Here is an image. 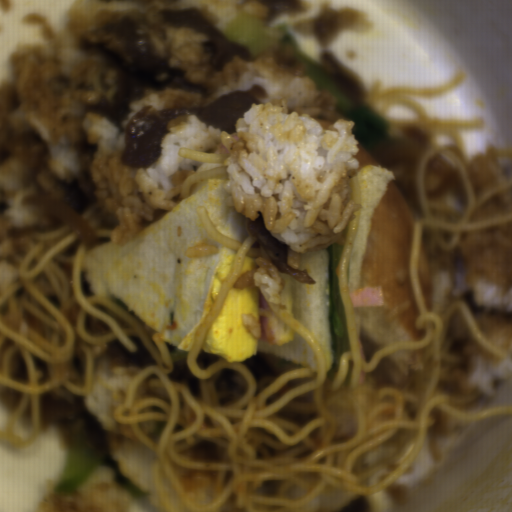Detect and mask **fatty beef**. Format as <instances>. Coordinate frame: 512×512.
<instances>
[{
    "mask_svg": "<svg viewBox=\"0 0 512 512\" xmlns=\"http://www.w3.org/2000/svg\"><path fill=\"white\" fill-rule=\"evenodd\" d=\"M142 26H150L160 40L165 39L167 32L163 28L147 21L144 13L132 11L117 23L100 24L79 38L81 48L102 54L104 65L116 67L118 75L113 103L102 95L82 107L114 121L120 134L124 132V120L133 111L131 101L145 96L147 88H153L156 94L165 88H179L199 98L213 96L206 87L190 80L186 70L170 67L172 55L154 54L152 40L144 34Z\"/></svg>",
    "mask_w": 512,
    "mask_h": 512,
    "instance_id": "1",
    "label": "fatty beef"
},
{
    "mask_svg": "<svg viewBox=\"0 0 512 512\" xmlns=\"http://www.w3.org/2000/svg\"><path fill=\"white\" fill-rule=\"evenodd\" d=\"M269 92L266 87L252 85L248 90H236L222 95L202 108H168L157 110L151 104L143 106L128 122L126 143L121 161L125 166L145 169L154 163L162 152L161 141L169 131L168 124L175 117L193 114L205 125L227 133L235 132L237 120L252 107L264 103ZM261 97V98H260Z\"/></svg>",
    "mask_w": 512,
    "mask_h": 512,
    "instance_id": "2",
    "label": "fatty beef"
},
{
    "mask_svg": "<svg viewBox=\"0 0 512 512\" xmlns=\"http://www.w3.org/2000/svg\"><path fill=\"white\" fill-rule=\"evenodd\" d=\"M365 19L363 10L336 7L327 0L317 7L307 30L320 58L319 70L349 113L364 117L365 92L362 80L338 63L333 58V52L340 34L363 26Z\"/></svg>",
    "mask_w": 512,
    "mask_h": 512,
    "instance_id": "3",
    "label": "fatty beef"
},
{
    "mask_svg": "<svg viewBox=\"0 0 512 512\" xmlns=\"http://www.w3.org/2000/svg\"><path fill=\"white\" fill-rule=\"evenodd\" d=\"M41 425L59 428L74 451L114 471L115 459L105 425L81 395L47 388L40 396Z\"/></svg>",
    "mask_w": 512,
    "mask_h": 512,
    "instance_id": "4",
    "label": "fatty beef"
},
{
    "mask_svg": "<svg viewBox=\"0 0 512 512\" xmlns=\"http://www.w3.org/2000/svg\"><path fill=\"white\" fill-rule=\"evenodd\" d=\"M428 145L429 137L423 129L390 126L388 138L369 149L380 166L392 173V182L413 223L422 219L418 169Z\"/></svg>",
    "mask_w": 512,
    "mask_h": 512,
    "instance_id": "5",
    "label": "fatty beef"
},
{
    "mask_svg": "<svg viewBox=\"0 0 512 512\" xmlns=\"http://www.w3.org/2000/svg\"><path fill=\"white\" fill-rule=\"evenodd\" d=\"M155 11L163 22L171 26L193 27L194 32L207 36V42L200 45L204 53H211V67L223 69L235 56L256 63L257 55L250 59L243 42H232L226 38L224 31L217 28L195 6H187L180 10L162 7Z\"/></svg>",
    "mask_w": 512,
    "mask_h": 512,
    "instance_id": "6",
    "label": "fatty beef"
},
{
    "mask_svg": "<svg viewBox=\"0 0 512 512\" xmlns=\"http://www.w3.org/2000/svg\"><path fill=\"white\" fill-rule=\"evenodd\" d=\"M80 160L81 171L70 182L59 175L54 179L61 202H67L81 217L97 198L98 184L90 176L91 165L101 143L90 142L86 128H79L73 141Z\"/></svg>",
    "mask_w": 512,
    "mask_h": 512,
    "instance_id": "7",
    "label": "fatty beef"
},
{
    "mask_svg": "<svg viewBox=\"0 0 512 512\" xmlns=\"http://www.w3.org/2000/svg\"><path fill=\"white\" fill-rule=\"evenodd\" d=\"M247 226L252 237L277 270L292 276L300 282L312 285L317 282L306 269L301 271L299 267L286 265V249L268 231L260 211L255 220H251L247 216Z\"/></svg>",
    "mask_w": 512,
    "mask_h": 512,
    "instance_id": "8",
    "label": "fatty beef"
}]
</instances>
